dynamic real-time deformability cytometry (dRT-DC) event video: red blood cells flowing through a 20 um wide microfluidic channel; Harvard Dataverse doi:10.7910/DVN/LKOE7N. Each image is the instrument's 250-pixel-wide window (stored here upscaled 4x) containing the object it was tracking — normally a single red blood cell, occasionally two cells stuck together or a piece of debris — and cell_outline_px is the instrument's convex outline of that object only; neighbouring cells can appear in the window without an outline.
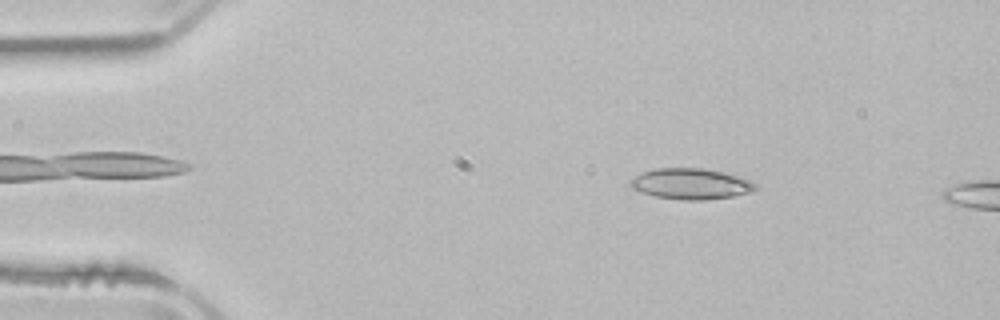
{"species": "common noctule bat (a hibernating species)", "species_latin": "Nyctalus noctula", "temperature_condition": "room temperature", "stored_images_in_passage": 2, "camera_frame_rate_fps": 3000, "um_per_image_px": 0.085, "animal": {"sex": "male", "body_mass_g": 21.5, "forearm_length_mm": 52.0}, "frame": {"image": 1, "passage_image": 1, "time_ms": 0.0, "image_size_px": [1000, 320], "cell_outline_px": [[760, 184], [752, 192], [732, 196], [704, 200], [684, 200], [656, 196], [632, 188], [628, 184], [636, 176], [644, 172], [656, 168], [700, 168], [724, 172], [752, 180]], "centroid_in_image_um": [58.8, 15.62], "position_along_channel_um": 26.2, "area_um2": 22.37}}